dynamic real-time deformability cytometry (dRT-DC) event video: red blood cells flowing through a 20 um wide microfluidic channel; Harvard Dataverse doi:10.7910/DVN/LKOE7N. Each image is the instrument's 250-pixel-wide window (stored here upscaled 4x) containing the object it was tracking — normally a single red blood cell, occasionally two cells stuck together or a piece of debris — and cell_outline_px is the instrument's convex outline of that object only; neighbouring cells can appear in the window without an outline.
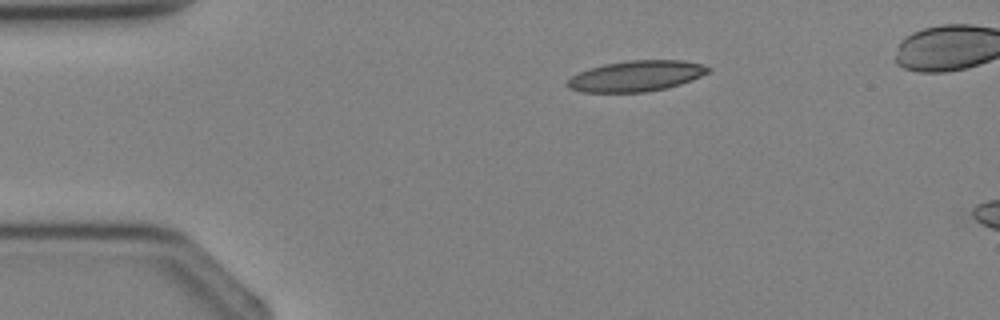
{"species": "Egyptian fruit bat (a non-hibernating species)", "species_latin": "Rousettus aegyptiacus", "temperature_condition": "cold", "stored_images_in_passage": 2, "camera_frame_rate_fps": 3000, "um_per_image_px": 0.085, "animal": {"sex": "female"}, "frame": {"image": 1, "passage_image": 1, "time_ms": 0.0, "image_size_px": [1000, 320], "cell_outline_px": [[712, 68], [708, 72], [692, 80], [668, 88], [644, 92], [580, 92], [568, 88], [564, 84], [572, 76], [588, 68], [604, 64], [628, 60], [684, 60], [704, 64]], "centroid_in_image_um": [54.08, 6.46], "position_along_channel_um": 30.9, "area_um2": 25.43}}